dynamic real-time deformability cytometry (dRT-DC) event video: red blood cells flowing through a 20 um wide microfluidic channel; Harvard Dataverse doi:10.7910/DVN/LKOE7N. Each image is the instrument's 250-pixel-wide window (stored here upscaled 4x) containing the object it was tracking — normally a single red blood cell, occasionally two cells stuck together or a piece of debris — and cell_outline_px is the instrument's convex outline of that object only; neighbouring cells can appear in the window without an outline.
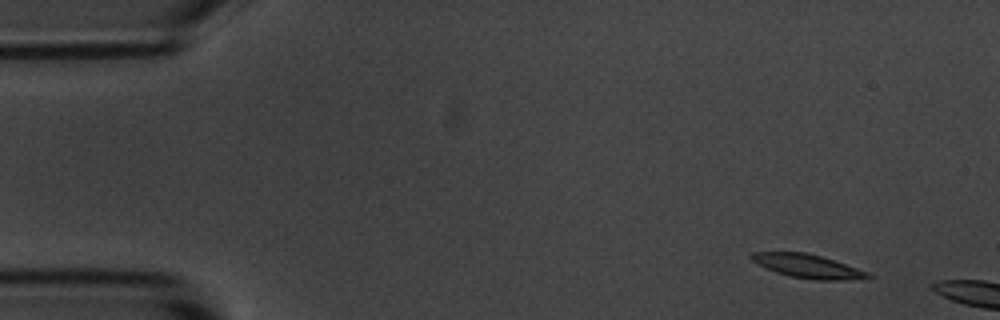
{"species": "common noctule bat (a hibernating species)", "species_latin": "Nyctalus noctula", "temperature_condition": "room temperature", "stored_images_in_passage": 4, "camera_frame_rate_fps": 3000, "um_per_image_px": 0.085, "animal": {"sex": "male", "body_mass_g": 20.1, "forearm_length_mm": 53.5}, "frame": {"image": 1, "passage_image": 1, "time_ms": 0.0, "image_size_px": [1000, 320], "cell_outline_px": [[876, 276], [844, 280], [812, 280], [792, 276], [776, 272], [752, 260], [748, 256], [752, 252], [804, 252], [820, 256], [868, 272]], "centroid_in_image_um": [68.64, 22.62], "position_along_channel_um": 16.4, "area_um2": 15.66}}